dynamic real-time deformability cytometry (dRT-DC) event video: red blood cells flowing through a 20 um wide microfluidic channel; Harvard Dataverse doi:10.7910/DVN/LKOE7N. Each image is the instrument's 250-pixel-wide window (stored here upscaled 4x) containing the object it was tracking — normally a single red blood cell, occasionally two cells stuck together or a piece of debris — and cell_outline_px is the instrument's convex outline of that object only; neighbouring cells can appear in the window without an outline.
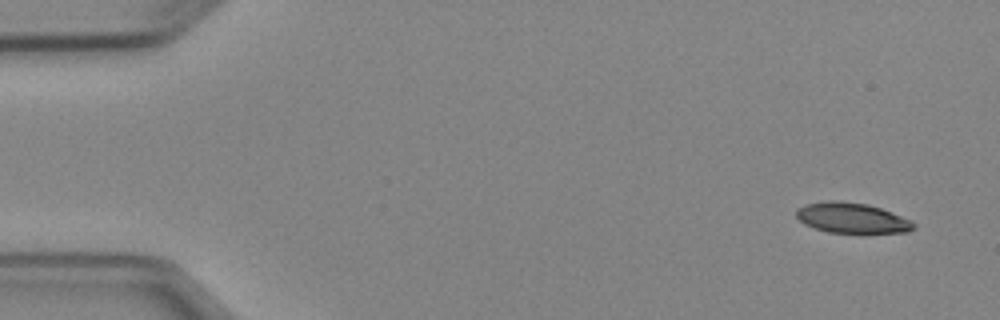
{"species": "Egyptian fruit bat (a non-hibernating species)", "species_latin": "Rousettus aegyptiacus", "temperature_condition": "cold", "stored_images_in_passage": 4, "camera_frame_rate_fps": 3000, "um_per_image_px": 0.085, "animal": {"sex": "female"}, "frame": {"image": 1, "passage_image": 1, "time_ms": 0.0, "image_size_px": [1000, 320], "cell_outline_px": [[916, 228], [908, 232], [864, 236], [828, 232], [804, 224], [796, 216], [796, 208], [804, 204], [828, 200], [836, 200], [868, 204], [880, 208], [912, 220], [916, 224]], "centroid_in_image_um": [72.47, 18.58], "position_along_channel_um": 12.5, "area_um2": 21.85}}
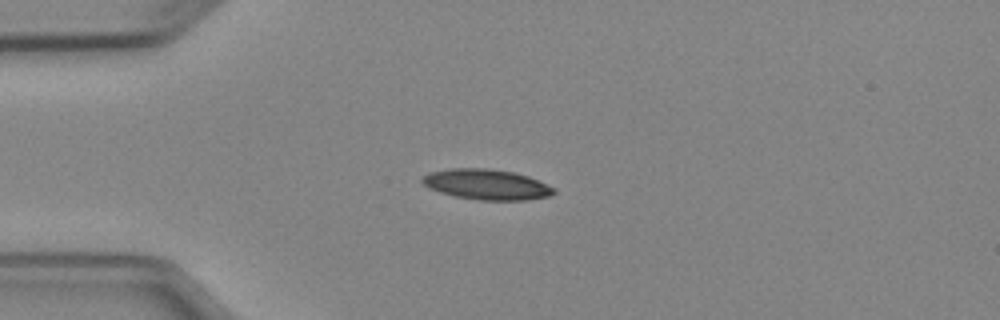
{"frame": {"image": 2, "passage_image": 4, "time_ms": 3.333, "image_size_px": [1000, 320], "cell_outline_px": [[556, 192], [552, 196], [528, 200], [480, 200], [456, 196], [440, 192], [428, 188], [420, 180], [420, 176], [428, 172], [452, 168], [488, 168], [512, 172], [528, 176], [556, 188]], "centroid_in_image_um": [41.36, 15.68], "position_along_channel_um": 43.6, "area_um2": 23.52}}